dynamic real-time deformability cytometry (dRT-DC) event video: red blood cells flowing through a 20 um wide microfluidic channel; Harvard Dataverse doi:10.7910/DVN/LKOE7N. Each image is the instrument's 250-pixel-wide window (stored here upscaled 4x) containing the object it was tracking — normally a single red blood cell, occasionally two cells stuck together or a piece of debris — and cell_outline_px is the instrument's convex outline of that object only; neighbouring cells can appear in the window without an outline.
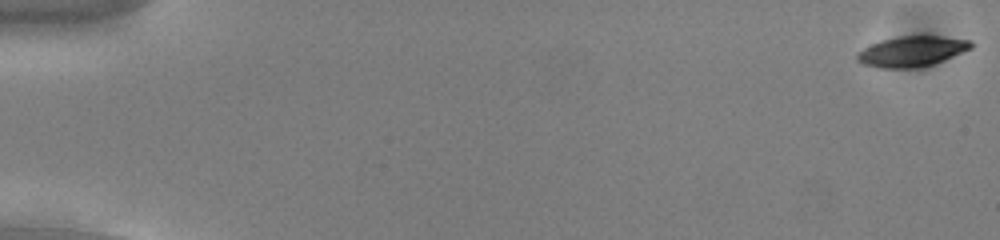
{"species": "common noctule bat (a hibernating species)", "species_latin": "Nyctalus noctula", "temperature_condition": "cold", "stored_images_in_passage": 54, "camera_frame_rate_fps": 3000, "um_per_image_px": 0.085, "animal": {"sex": "male", "body_mass_g": 13.0, "forearm_length_mm": 53.1}, "frame": {"image": 1, "passage_image": 1, "time_ms": 0.0, "image_size_px": [1000, 240], "cell_outline_px": [[972, 44], [968, 48], [940, 60], [928, 64], [908, 68], [884, 68], [868, 64], [860, 60], [856, 56], [860, 52], [872, 44], [884, 40], [904, 36], [936, 36], [968, 40]], "centroid_in_image_um": [77.47, 4.35], "position_along_channel_um": 7.5, "area_um2": 18.67}}
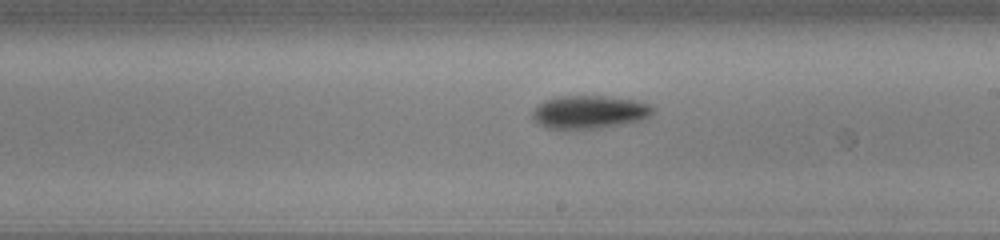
{"frame": {"image": 2, "passage_image": 32, "time_ms": 10.333, "image_size_px": [1000, 240], "cell_outline_px": [[652, 112], [636, 120], [584, 128], [556, 128], [544, 124], [536, 120], [536, 108], [540, 104], [548, 100], [584, 96], [628, 100], [644, 104], [652, 108]], "centroid_in_image_um": [50.06, 9.52], "position_along_channel_um": 238.9, "area_um2": 20.35}}
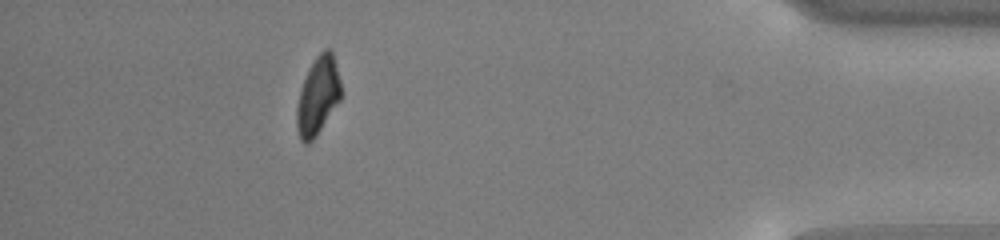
{"frame": {"image": 3, "passage_image": 49, "time_ms": 16.0, "image_size_px": [1000, 240], "cell_outline_px": [[340, 100], [312, 140], [300, 140], [296, 124], [296, 108], [300, 92], [304, 80], [316, 56], [320, 52], [328, 48], [332, 52], [340, 84]], "centroid_in_image_um": [27.0, 8.13], "position_along_channel_um": 408.2, "area_um2": 19.13}, "authors_computed_cell_mechanics": {"area_um2": 19.0451, "velocity_mm_per_s": 3.848, "shape_relaxation_time_tau1_ms": 2.6204, "shape_relaxation_time_tau2_ms": 10.3107, "deformation_change_tau1": 0.1079, "deformation_change_tau2": 0.1963}}